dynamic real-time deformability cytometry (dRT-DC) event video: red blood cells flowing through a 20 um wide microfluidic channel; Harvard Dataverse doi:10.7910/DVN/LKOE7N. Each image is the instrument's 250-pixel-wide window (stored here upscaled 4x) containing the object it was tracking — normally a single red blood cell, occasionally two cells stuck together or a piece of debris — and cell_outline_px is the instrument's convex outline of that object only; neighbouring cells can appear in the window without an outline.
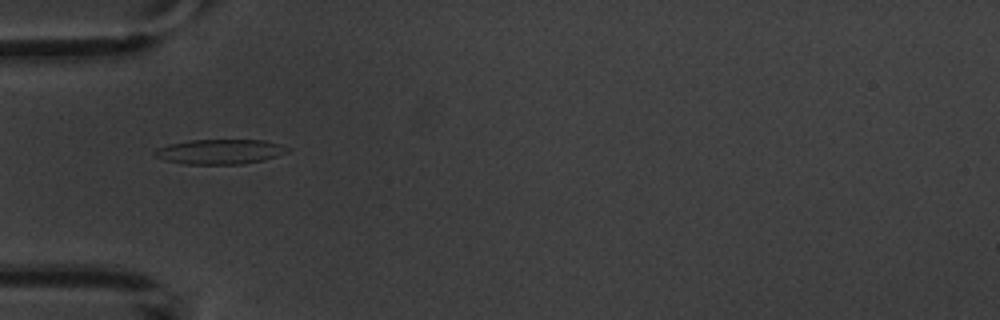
{"species": "common noctule bat (a hibernating species)", "species_latin": "Nyctalus noctula", "temperature_condition": "warm", "stored_images_in_passage": 7, "camera_frame_rate_fps": 3000, "um_per_image_px": 0.085, "animal": {"sex": "male", "body_mass_g": 20.1, "forearm_length_mm": 53.5}, "frame": {"image": 1, "passage_image": 5, "time_ms": 5.667, "image_size_px": [1000, 320], "cell_outline_px": [[288, 152], [264, 160], [244, 164], [184, 164], [164, 160], [156, 156], [152, 152], [156, 148], [168, 144], [188, 140], [264, 140], [280, 144], [288, 148]], "centroid_in_image_um": [18.66, 12.89], "position_along_channel_um": 66.3, "area_um2": 19.31}}
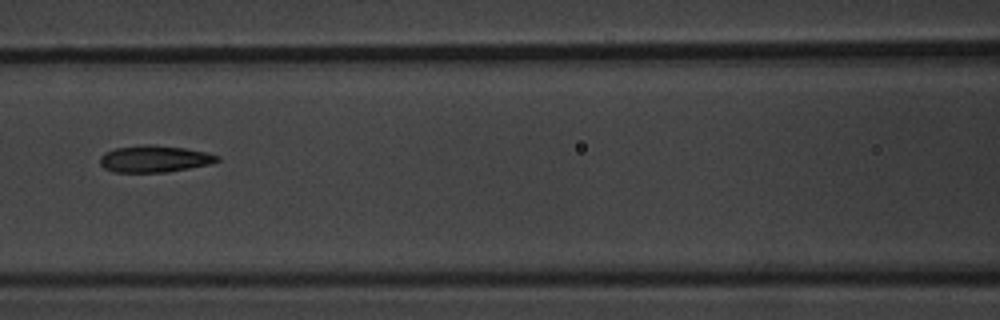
{"frame": {"image": 2, "passage_image": 7, "time_ms": 8.0, "image_size_px": [1000, 320], "cell_outline_px": [[220, 160], [208, 164], [168, 172], [116, 172], [104, 168], [100, 164], [100, 156], [104, 152], [116, 148], [144, 144], [152, 144], [184, 148], [204, 152], [220, 156]], "centroid_in_image_um": [13.09, 13.5], "position_along_channel_um": 153.5, "area_um2": 18.21}}